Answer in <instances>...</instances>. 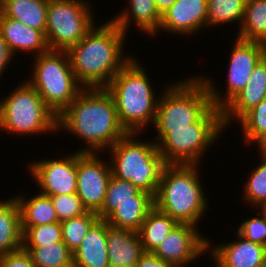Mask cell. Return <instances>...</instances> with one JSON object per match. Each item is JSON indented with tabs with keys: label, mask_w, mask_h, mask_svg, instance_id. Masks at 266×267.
Wrapping results in <instances>:
<instances>
[{
	"label": "cell",
	"mask_w": 266,
	"mask_h": 267,
	"mask_svg": "<svg viewBox=\"0 0 266 267\" xmlns=\"http://www.w3.org/2000/svg\"><path fill=\"white\" fill-rule=\"evenodd\" d=\"M57 129L84 140L86 147L79 148L83 153L105 152L127 134L106 88H83L58 116Z\"/></svg>",
	"instance_id": "1"
},
{
	"label": "cell",
	"mask_w": 266,
	"mask_h": 267,
	"mask_svg": "<svg viewBox=\"0 0 266 267\" xmlns=\"http://www.w3.org/2000/svg\"><path fill=\"white\" fill-rule=\"evenodd\" d=\"M98 25L67 51L74 76L83 88H106L134 57L123 54L126 34L111 19Z\"/></svg>",
	"instance_id": "2"
},
{
	"label": "cell",
	"mask_w": 266,
	"mask_h": 267,
	"mask_svg": "<svg viewBox=\"0 0 266 267\" xmlns=\"http://www.w3.org/2000/svg\"><path fill=\"white\" fill-rule=\"evenodd\" d=\"M147 74L145 67L133 57L106 87L127 133H142L148 124L155 122L159 96L156 97Z\"/></svg>",
	"instance_id": "3"
},
{
	"label": "cell",
	"mask_w": 266,
	"mask_h": 267,
	"mask_svg": "<svg viewBox=\"0 0 266 267\" xmlns=\"http://www.w3.org/2000/svg\"><path fill=\"white\" fill-rule=\"evenodd\" d=\"M197 166L199 164H166L163 167L154 197L155 207L178 223L198 226L208 209Z\"/></svg>",
	"instance_id": "4"
},
{
	"label": "cell",
	"mask_w": 266,
	"mask_h": 267,
	"mask_svg": "<svg viewBox=\"0 0 266 267\" xmlns=\"http://www.w3.org/2000/svg\"><path fill=\"white\" fill-rule=\"evenodd\" d=\"M212 106L210 92L204 79L197 75L185 81L165 86L160 94L156 118L157 144L172 129L188 128Z\"/></svg>",
	"instance_id": "5"
},
{
	"label": "cell",
	"mask_w": 266,
	"mask_h": 267,
	"mask_svg": "<svg viewBox=\"0 0 266 267\" xmlns=\"http://www.w3.org/2000/svg\"><path fill=\"white\" fill-rule=\"evenodd\" d=\"M139 133H127L112 147L108 155L112 175L118 179L131 182L140 190L152 194L158 191L160 176L166 165L158 151L157 144L152 140L140 141Z\"/></svg>",
	"instance_id": "6"
},
{
	"label": "cell",
	"mask_w": 266,
	"mask_h": 267,
	"mask_svg": "<svg viewBox=\"0 0 266 267\" xmlns=\"http://www.w3.org/2000/svg\"><path fill=\"white\" fill-rule=\"evenodd\" d=\"M18 85L0 100V131L16 136L58 132V117L36 89L27 80Z\"/></svg>",
	"instance_id": "7"
},
{
	"label": "cell",
	"mask_w": 266,
	"mask_h": 267,
	"mask_svg": "<svg viewBox=\"0 0 266 267\" xmlns=\"http://www.w3.org/2000/svg\"><path fill=\"white\" fill-rule=\"evenodd\" d=\"M223 130L222 110L212 105L188 128L168 132L157 148L165 164H200L207 148L215 144Z\"/></svg>",
	"instance_id": "8"
},
{
	"label": "cell",
	"mask_w": 266,
	"mask_h": 267,
	"mask_svg": "<svg viewBox=\"0 0 266 267\" xmlns=\"http://www.w3.org/2000/svg\"><path fill=\"white\" fill-rule=\"evenodd\" d=\"M34 58L32 76L26 80L58 117L83 87L74 76L67 51L48 50Z\"/></svg>",
	"instance_id": "9"
},
{
	"label": "cell",
	"mask_w": 266,
	"mask_h": 267,
	"mask_svg": "<svg viewBox=\"0 0 266 267\" xmlns=\"http://www.w3.org/2000/svg\"><path fill=\"white\" fill-rule=\"evenodd\" d=\"M90 4L84 0H49L45 31L49 50L68 51L92 29L95 18Z\"/></svg>",
	"instance_id": "10"
},
{
	"label": "cell",
	"mask_w": 266,
	"mask_h": 267,
	"mask_svg": "<svg viewBox=\"0 0 266 267\" xmlns=\"http://www.w3.org/2000/svg\"><path fill=\"white\" fill-rule=\"evenodd\" d=\"M234 43L229 57L227 80H225L227 81L225 95L215 89L211 78L201 75L208 86L212 105L221 110L245 87L254 67L265 56L261 42L236 38Z\"/></svg>",
	"instance_id": "11"
},
{
	"label": "cell",
	"mask_w": 266,
	"mask_h": 267,
	"mask_svg": "<svg viewBox=\"0 0 266 267\" xmlns=\"http://www.w3.org/2000/svg\"><path fill=\"white\" fill-rule=\"evenodd\" d=\"M97 153L77 151V190L87 211L98 213L104 204L108 181L112 175L110 162Z\"/></svg>",
	"instance_id": "12"
},
{
	"label": "cell",
	"mask_w": 266,
	"mask_h": 267,
	"mask_svg": "<svg viewBox=\"0 0 266 267\" xmlns=\"http://www.w3.org/2000/svg\"><path fill=\"white\" fill-rule=\"evenodd\" d=\"M208 251V238L197 226L178 223L153 252L175 267H187Z\"/></svg>",
	"instance_id": "13"
},
{
	"label": "cell",
	"mask_w": 266,
	"mask_h": 267,
	"mask_svg": "<svg viewBox=\"0 0 266 267\" xmlns=\"http://www.w3.org/2000/svg\"><path fill=\"white\" fill-rule=\"evenodd\" d=\"M28 170L45 195L76 193L77 151L65 157L34 161Z\"/></svg>",
	"instance_id": "14"
},
{
	"label": "cell",
	"mask_w": 266,
	"mask_h": 267,
	"mask_svg": "<svg viewBox=\"0 0 266 267\" xmlns=\"http://www.w3.org/2000/svg\"><path fill=\"white\" fill-rule=\"evenodd\" d=\"M237 240L211 246L208 253L215 262L214 267H266V246L249 241L236 233ZM210 249V250H209Z\"/></svg>",
	"instance_id": "15"
},
{
	"label": "cell",
	"mask_w": 266,
	"mask_h": 267,
	"mask_svg": "<svg viewBox=\"0 0 266 267\" xmlns=\"http://www.w3.org/2000/svg\"><path fill=\"white\" fill-rule=\"evenodd\" d=\"M207 28V0H176L161 15L159 31L174 34H195ZM161 29V30H160Z\"/></svg>",
	"instance_id": "16"
},
{
	"label": "cell",
	"mask_w": 266,
	"mask_h": 267,
	"mask_svg": "<svg viewBox=\"0 0 266 267\" xmlns=\"http://www.w3.org/2000/svg\"><path fill=\"white\" fill-rule=\"evenodd\" d=\"M266 98V55L254 67L245 87L222 109L224 128ZM236 118V119H235Z\"/></svg>",
	"instance_id": "17"
},
{
	"label": "cell",
	"mask_w": 266,
	"mask_h": 267,
	"mask_svg": "<svg viewBox=\"0 0 266 267\" xmlns=\"http://www.w3.org/2000/svg\"><path fill=\"white\" fill-rule=\"evenodd\" d=\"M0 34L10 47L14 55L19 50L29 54L40 55L49 50L45 34L31 28L22 22L10 19L0 14ZM17 52V53H16Z\"/></svg>",
	"instance_id": "18"
},
{
	"label": "cell",
	"mask_w": 266,
	"mask_h": 267,
	"mask_svg": "<svg viewBox=\"0 0 266 267\" xmlns=\"http://www.w3.org/2000/svg\"><path fill=\"white\" fill-rule=\"evenodd\" d=\"M106 220L98 219L73 252L74 267H108Z\"/></svg>",
	"instance_id": "19"
},
{
	"label": "cell",
	"mask_w": 266,
	"mask_h": 267,
	"mask_svg": "<svg viewBox=\"0 0 266 267\" xmlns=\"http://www.w3.org/2000/svg\"><path fill=\"white\" fill-rule=\"evenodd\" d=\"M107 253L109 264L135 267L145 253L138 232L107 227Z\"/></svg>",
	"instance_id": "20"
},
{
	"label": "cell",
	"mask_w": 266,
	"mask_h": 267,
	"mask_svg": "<svg viewBox=\"0 0 266 267\" xmlns=\"http://www.w3.org/2000/svg\"><path fill=\"white\" fill-rule=\"evenodd\" d=\"M128 8L121 11L111 20L123 30L125 34L130 29V22L140 31L154 37L160 27L161 15L155 6V0H129ZM133 19V20H132Z\"/></svg>",
	"instance_id": "21"
},
{
	"label": "cell",
	"mask_w": 266,
	"mask_h": 267,
	"mask_svg": "<svg viewBox=\"0 0 266 267\" xmlns=\"http://www.w3.org/2000/svg\"><path fill=\"white\" fill-rule=\"evenodd\" d=\"M22 249L20 207L15 197L0 202V257Z\"/></svg>",
	"instance_id": "22"
},
{
	"label": "cell",
	"mask_w": 266,
	"mask_h": 267,
	"mask_svg": "<svg viewBox=\"0 0 266 267\" xmlns=\"http://www.w3.org/2000/svg\"><path fill=\"white\" fill-rule=\"evenodd\" d=\"M154 207V196L141 190L136 195V202L121 204L106 221L114 228L138 232L146 216Z\"/></svg>",
	"instance_id": "23"
},
{
	"label": "cell",
	"mask_w": 266,
	"mask_h": 267,
	"mask_svg": "<svg viewBox=\"0 0 266 267\" xmlns=\"http://www.w3.org/2000/svg\"><path fill=\"white\" fill-rule=\"evenodd\" d=\"M49 0H1V14L45 34Z\"/></svg>",
	"instance_id": "24"
},
{
	"label": "cell",
	"mask_w": 266,
	"mask_h": 267,
	"mask_svg": "<svg viewBox=\"0 0 266 267\" xmlns=\"http://www.w3.org/2000/svg\"><path fill=\"white\" fill-rule=\"evenodd\" d=\"M19 194L15 197L20 207L21 228L59 222L50 196L38 193L31 198Z\"/></svg>",
	"instance_id": "25"
},
{
	"label": "cell",
	"mask_w": 266,
	"mask_h": 267,
	"mask_svg": "<svg viewBox=\"0 0 266 267\" xmlns=\"http://www.w3.org/2000/svg\"><path fill=\"white\" fill-rule=\"evenodd\" d=\"M178 224L170 215L154 207L146 216L138 234L145 252H154Z\"/></svg>",
	"instance_id": "26"
},
{
	"label": "cell",
	"mask_w": 266,
	"mask_h": 267,
	"mask_svg": "<svg viewBox=\"0 0 266 267\" xmlns=\"http://www.w3.org/2000/svg\"><path fill=\"white\" fill-rule=\"evenodd\" d=\"M236 38L262 42L266 38V0H246L244 17Z\"/></svg>",
	"instance_id": "27"
},
{
	"label": "cell",
	"mask_w": 266,
	"mask_h": 267,
	"mask_svg": "<svg viewBox=\"0 0 266 267\" xmlns=\"http://www.w3.org/2000/svg\"><path fill=\"white\" fill-rule=\"evenodd\" d=\"M22 249L30 254L36 267H74L73 252L64 242Z\"/></svg>",
	"instance_id": "28"
},
{
	"label": "cell",
	"mask_w": 266,
	"mask_h": 267,
	"mask_svg": "<svg viewBox=\"0 0 266 267\" xmlns=\"http://www.w3.org/2000/svg\"><path fill=\"white\" fill-rule=\"evenodd\" d=\"M140 191L131 182L111 175L107 184L104 204L97 213L99 219L106 220L123 203L136 202V195Z\"/></svg>",
	"instance_id": "29"
},
{
	"label": "cell",
	"mask_w": 266,
	"mask_h": 267,
	"mask_svg": "<svg viewBox=\"0 0 266 267\" xmlns=\"http://www.w3.org/2000/svg\"><path fill=\"white\" fill-rule=\"evenodd\" d=\"M245 4L246 0H207V27L236 21L240 28Z\"/></svg>",
	"instance_id": "30"
},
{
	"label": "cell",
	"mask_w": 266,
	"mask_h": 267,
	"mask_svg": "<svg viewBox=\"0 0 266 267\" xmlns=\"http://www.w3.org/2000/svg\"><path fill=\"white\" fill-rule=\"evenodd\" d=\"M99 219L97 213H86L61 222L62 241L74 252L81 244L90 227Z\"/></svg>",
	"instance_id": "31"
},
{
	"label": "cell",
	"mask_w": 266,
	"mask_h": 267,
	"mask_svg": "<svg viewBox=\"0 0 266 267\" xmlns=\"http://www.w3.org/2000/svg\"><path fill=\"white\" fill-rule=\"evenodd\" d=\"M237 122L242 126L245 145L255 144L266 134V98L247 111Z\"/></svg>",
	"instance_id": "32"
},
{
	"label": "cell",
	"mask_w": 266,
	"mask_h": 267,
	"mask_svg": "<svg viewBox=\"0 0 266 267\" xmlns=\"http://www.w3.org/2000/svg\"><path fill=\"white\" fill-rule=\"evenodd\" d=\"M22 229V247H41L62 241L61 223L53 222Z\"/></svg>",
	"instance_id": "33"
},
{
	"label": "cell",
	"mask_w": 266,
	"mask_h": 267,
	"mask_svg": "<svg viewBox=\"0 0 266 267\" xmlns=\"http://www.w3.org/2000/svg\"><path fill=\"white\" fill-rule=\"evenodd\" d=\"M259 166L250 171L244 186L243 199L256 209L266 201V160L260 158Z\"/></svg>",
	"instance_id": "34"
},
{
	"label": "cell",
	"mask_w": 266,
	"mask_h": 267,
	"mask_svg": "<svg viewBox=\"0 0 266 267\" xmlns=\"http://www.w3.org/2000/svg\"><path fill=\"white\" fill-rule=\"evenodd\" d=\"M48 196L53 202L60 223L87 212L77 193Z\"/></svg>",
	"instance_id": "35"
},
{
	"label": "cell",
	"mask_w": 266,
	"mask_h": 267,
	"mask_svg": "<svg viewBox=\"0 0 266 267\" xmlns=\"http://www.w3.org/2000/svg\"><path fill=\"white\" fill-rule=\"evenodd\" d=\"M237 232L245 239L266 246V218L261 213L259 217L243 220Z\"/></svg>",
	"instance_id": "36"
},
{
	"label": "cell",
	"mask_w": 266,
	"mask_h": 267,
	"mask_svg": "<svg viewBox=\"0 0 266 267\" xmlns=\"http://www.w3.org/2000/svg\"><path fill=\"white\" fill-rule=\"evenodd\" d=\"M0 267H36L30 254L20 249L0 257Z\"/></svg>",
	"instance_id": "37"
},
{
	"label": "cell",
	"mask_w": 266,
	"mask_h": 267,
	"mask_svg": "<svg viewBox=\"0 0 266 267\" xmlns=\"http://www.w3.org/2000/svg\"><path fill=\"white\" fill-rule=\"evenodd\" d=\"M135 267H175L174 265L162 260L153 252H145Z\"/></svg>",
	"instance_id": "38"
},
{
	"label": "cell",
	"mask_w": 266,
	"mask_h": 267,
	"mask_svg": "<svg viewBox=\"0 0 266 267\" xmlns=\"http://www.w3.org/2000/svg\"><path fill=\"white\" fill-rule=\"evenodd\" d=\"M13 56V52L0 34V78H2V73L5 72V68L8 67Z\"/></svg>",
	"instance_id": "39"
},
{
	"label": "cell",
	"mask_w": 266,
	"mask_h": 267,
	"mask_svg": "<svg viewBox=\"0 0 266 267\" xmlns=\"http://www.w3.org/2000/svg\"><path fill=\"white\" fill-rule=\"evenodd\" d=\"M176 0H155V6L159 14L162 15L167 9H169Z\"/></svg>",
	"instance_id": "40"
},
{
	"label": "cell",
	"mask_w": 266,
	"mask_h": 267,
	"mask_svg": "<svg viewBox=\"0 0 266 267\" xmlns=\"http://www.w3.org/2000/svg\"><path fill=\"white\" fill-rule=\"evenodd\" d=\"M258 145L262 159L266 160V134L255 142Z\"/></svg>",
	"instance_id": "41"
},
{
	"label": "cell",
	"mask_w": 266,
	"mask_h": 267,
	"mask_svg": "<svg viewBox=\"0 0 266 267\" xmlns=\"http://www.w3.org/2000/svg\"><path fill=\"white\" fill-rule=\"evenodd\" d=\"M258 208L259 209H257V210L261 209L260 213H262L264 215V217L266 218V201L263 204H261Z\"/></svg>",
	"instance_id": "42"
},
{
	"label": "cell",
	"mask_w": 266,
	"mask_h": 267,
	"mask_svg": "<svg viewBox=\"0 0 266 267\" xmlns=\"http://www.w3.org/2000/svg\"><path fill=\"white\" fill-rule=\"evenodd\" d=\"M263 48H264V52H265V55H266V38L261 42Z\"/></svg>",
	"instance_id": "43"
},
{
	"label": "cell",
	"mask_w": 266,
	"mask_h": 267,
	"mask_svg": "<svg viewBox=\"0 0 266 267\" xmlns=\"http://www.w3.org/2000/svg\"><path fill=\"white\" fill-rule=\"evenodd\" d=\"M108 267H123V266H118V265H111V264H109Z\"/></svg>",
	"instance_id": "44"
}]
</instances>
